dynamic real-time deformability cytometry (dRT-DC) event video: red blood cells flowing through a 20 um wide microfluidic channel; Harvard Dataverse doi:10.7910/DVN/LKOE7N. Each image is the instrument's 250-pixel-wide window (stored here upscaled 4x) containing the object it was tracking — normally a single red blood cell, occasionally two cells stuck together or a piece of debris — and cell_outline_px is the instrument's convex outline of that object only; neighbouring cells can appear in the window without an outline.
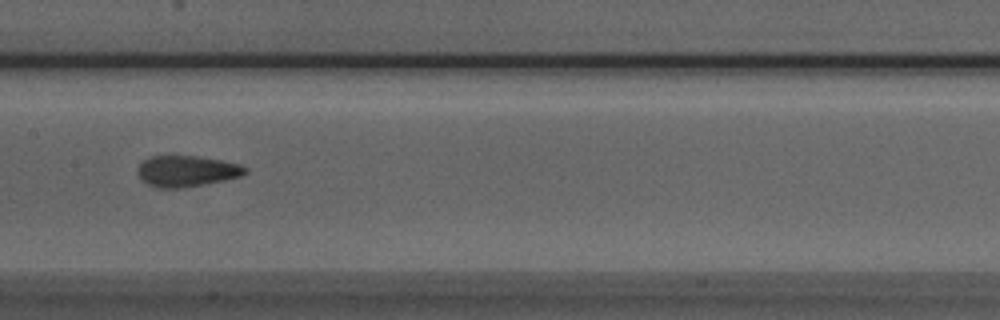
{"species": "Egyptian fruit bat (a non-hibernating species)", "species_latin": "Rousettus aegyptiacus", "temperature_condition": "room temperature", "stored_images_in_passage": 8, "camera_frame_rate_fps": 3000, "um_per_image_px": 0.085, "animal": {"sex": "male"}, "frame": {"image": 1, "passage_image": 8, "time_ms": 2.333, "image_size_px": [1000, 320], "cell_outline_px": [[248, 172], [240, 176], [224, 180], [204, 184], [180, 188], [156, 188], [140, 180], [136, 172], [136, 168], [144, 160], [152, 156], [196, 156], [220, 160], [240, 164], [248, 168]], "centroid_in_image_um": [15.83, 14.55], "position_along_channel_um": 191.6, "area_um2": 19.54}}